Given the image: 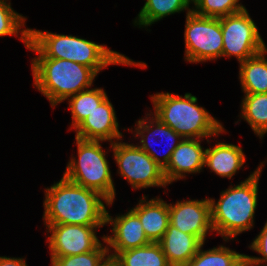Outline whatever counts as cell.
Returning a JSON list of instances; mask_svg holds the SVG:
<instances>
[{
  "label": "cell",
  "mask_w": 267,
  "mask_h": 266,
  "mask_svg": "<svg viewBox=\"0 0 267 266\" xmlns=\"http://www.w3.org/2000/svg\"><path fill=\"white\" fill-rule=\"evenodd\" d=\"M44 191V224L105 226L106 206L114 203L99 192L77 185L63 176Z\"/></svg>",
  "instance_id": "6da1fadb"
},
{
  "label": "cell",
  "mask_w": 267,
  "mask_h": 266,
  "mask_svg": "<svg viewBox=\"0 0 267 266\" xmlns=\"http://www.w3.org/2000/svg\"><path fill=\"white\" fill-rule=\"evenodd\" d=\"M77 157L69 160L63 177L67 180L99 192L109 202L114 201L116 190L112 179L109 162L101 142L75 138Z\"/></svg>",
  "instance_id": "8992f818"
},
{
  "label": "cell",
  "mask_w": 267,
  "mask_h": 266,
  "mask_svg": "<svg viewBox=\"0 0 267 266\" xmlns=\"http://www.w3.org/2000/svg\"><path fill=\"white\" fill-rule=\"evenodd\" d=\"M221 31L222 57L234 56L241 63L267 48L247 9L221 17Z\"/></svg>",
  "instance_id": "9c48e42d"
},
{
  "label": "cell",
  "mask_w": 267,
  "mask_h": 266,
  "mask_svg": "<svg viewBox=\"0 0 267 266\" xmlns=\"http://www.w3.org/2000/svg\"><path fill=\"white\" fill-rule=\"evenodd\" d=\"M48 234L50 257H64L95 250L101 241L96 235L103 226L44 224Z\"/></svg>",
  "instance_id": "30bf717a"
},
{
  "label": "cell",
  "mask_w": 267,
  "mask_h": 266,
  "mask_svg": "<svg viewBox=\"0 0 267 266\" xmlns=\"http://www.w3.org/2000/svg\"><path fill=\"white\" fill-rule=\"evenodd\" d=\"M102 241L103 243L95 250L87 253L64 257H51V266H105L110 261V258L104 235L102 236Z\"/></svg>",
  "instance_id": "d4e9b609"
},
{
  "label": "cell",
  "mask_w": 267,
  "mask_h": 266,
  "mask_svg": "<svg viewBox=\"0 0 267 266\" xmlns=\"http://www.w3.org/2000/svg\"><path fill=\"white\" fill-rule=\"evenodd\" d=\"M110 147L118 165V174L126 179L133 189L155 186L166 188L169 185L163 169L137 145L119 140L110 143Z\"/></svg>",
  "instance_id": "52a82bcc"
},
{
  "label": "cell",
  "mask_w": 267,
  "mask_h": 266,
  "mask_svg": "<svg viewBox=\"0 0 267 266\" xmlns=\"http://www.w3.org/2000/svg\"><path fill=\"white\" fill-rule=\"evenodd\" d=\"M229 266H256L251 256L246 254H240Z\"/></svg>",
  "instance_id": "f546056e"
},
{
  "label": "cell",
  "mask_w": 267,
  "mask_h": 266,
  "mask_svg": "<svg viewBox=\"0 0 267 266\" xmlns=\"http://www.w3.org/2000/svg\"><path fill=\"white\" fill-rule=\"evenodd\" d=\"M27 49L35 52L34 58L66 59L91 68L97 75L109 65H126L146 68L144 62H135L106 45L77 36L56 34L29 28Z\"/></svg>",
  "instance_id": "7a4b0ae2"
},
{
  "label": "cell",
  "mask_w": 267,
  "mask_h": 266,
  "mask_svg": "<svg viewBox=\"0 0 267 266\" xmlns=\"http://www.w3.org/2000/svg\"><path fill=\"white\" fill-rule=\"evenodd\" d=\"M33 86L54 108L68 97L92 87L97 74L89 67L57 58H33Z\"/></svg>",
  "instance_id": "5b68a950"
},
{
  "label": "cell",
  "mask_w": 267,
  "mask_h": 266,
  "mask_svg": "<svg viewBox=\"0 0 267 266\" xmlns=\"http://www.w3.org/2000/svg\"><path fill=\"white\" fill-rule=\"evenodd\" d=\"M240 105V117L263 140L267 133V93L245 94Z\"/></svg>",
  "instance_id": "7402d4cb"
},
{
  "label": "cell",
  "mask_w": 267,
  "mask_h": 266,
  "mask_svg": "<svg viewBox=\"0 0 267 266\" xmlns=\"http://www.w3.org/2000/svg\"><path fill=\"white\" fill-rule=\"evenodd\" d=\"M169 223L183 233L196 236L205 244L207 234L214 231L209 198L169 203Z\"/></svg>",
  "instance_id": "8fae6325"
},
{
  "label": "cell",
  "mask_w": 267,
  "mask_h": 266,
  "mask_svg": "<svg viewBox=\"0 0 267 266\" xmlns=\"http://www.w3.org/2000/svg\"><path fill=\"white\" fill-rule=\"evenodd\" d=\"M105 224H110L112 227L111 236L104 235L110 260L118 252L151 243L145 235L139 217L131 209L125 214L115 217H112L106 210Z\"/></svg>",
  "instance_id": "7c38bea8"
},
{
  "label": "cell",
  "mask_w": 267,
  "mask_h": 266,
  "mask_svg": "<svg viewBox=\"0 0 267 266\" xmlns=\"http://www.w3.org/2000/svg\"><path fill=\"white\" fill-rule=\"evenodd\" d=\"M131 210L139 217L149 241L158 243L168 228L169 204L160 197L148 201V198L143 195Z\"/></svg>",
  "instance_id": "2e32d148"
},
{
  "label": "cell",
  "mask_w": 267,
  "mask_h": 266,
  "mask_svg": "<svg viewBox=\"0 0 267 266\" xmlns=\"http://www.w3.org/2000/svg\"><path fill=\"white\" fill-rule=\"evenodd\" d=\"M203 245L186 266H229L241 254L223 245L203 250Z\"/></svg>",
  "instance_id": "484cf974"
},
{
  "label": "cell",
  "mask_w": 267,
  "mask_h": 266,
  "mask_svg": "<svg viewBox=\"0 0 267 266\" xmlns=\"http://www.w3.org/2000/svg\"><path fill=\"white\" fill-rule=\"evenodd\" d=\"M111 261L116 266H171L159 243L118 252Z\"/></svg>",
  "instance_id": "44dd1931"
},
{
  "label": "cell",
  "mask_w": 267,
  "mask_h": 266,
  "mask_svg": "<svg viewBox=\"0 0 267 266\" xmlns=\"http://www.w3.org/2000/svg\"><path fill=\"white\" fill-rule=\"evenodd\" d=\"M184 60L200 63L222 57L221 18L204 17L191 11L186 14Z\"/></svg>",
  "instance_id": "ba28073f"
},
{
  "label": "cell",
  "mask_w": 267,
  "mask_h": 266,
  "mask_svg": "<svg viewBox=\"0 0 267 266\" xmlns=\"http://www.w3.org/2000/svg\"><path fill=\"white\" fill-rule=\"evenodd\" d=\"M149 116V117H148ZM135 130L128 129L131 131L133 135H135V139L140 138V144H136L140 149L145 151L150 157L164 170L172 156L173 151L182 141V137L176 133L171 127L162 123L156 116H154L151 112L146 114V117L139 119L136 121ZM153 138H162L166 139L168 142L166 153L162 154V157H159V153L157 154L156 150L152 148L149 140ZM153 141V140H152ZM156 142L153 141V143ZM165 142V141H164Z\"/></svg>",
  "instance_id": "4fadbf2b"
},
{
  "label": "cell",
  "mask_w": 267,
  "mask_h": 266,
  "mask_svg": "<svg viewBox=\"0 0 267 266\" xmlns=\"http://www.w3.org/2000/svg\"><path fill=\"white\" fill-rule=\"evenodd\" d=\"M107 97L103 88H90L68 97L72 115L71 129H75Z\"/></svg>",
  "instance_id": "603a6c76"
},
{
  "label": "cell",
  "mask_w": 267,
  "mask_h": 266,
  "mask_svg": "<svg viewBox=\"0 0 267 266\" xmlns=\"http://www.w3.org/2000/svg\"><path fill=\"white\" fill-rule=\"evenodd\" d=\"M249 248L257 252L261 257L251 256L256 266H267V221L261 232L251 242Z\"/></svg>",
  "instance_id": "83f0119b"
},
{
  "label": "cell",
  "mask_w": 267,
  "mask_h": 266,
  "mask_svg": "<svg viewBox=\"0 0 267 266\" xmlns=\"http://www.w3.org/2000/svg\"><path fill=\"white\" fill-rule=\"evenodd\" d=\"M82 140L109 141L123 140L115 109L108 96L75 129Z\"/></svg>",
  "instance_id": "5bb4252c"
},
{
  "label": "cell",
  "mask_w": 267,
  "mask_h": 266,
  "mask_svg": "<svg viewBox=\"0 0 267 266\" xmlns=\"http://www.w3.org/2000/svg\"><path fill=\"white\" fill-rule=\"evenodd\" d=\"M202 139L183 138L173 151L167 167L163 170L168 184L186 178L187 174L200 173L205 167V150Z\"/></svg>",
  "instance_id": "9a60e30c"
},
{
  "label": "cell",
  "mask_w": 267,
  "mask_h": 266,
  "mask_svg": "<svg viewBox=\"0 0 267 266\" xmlns=\"http://www.w3.org/2000/svg\"><path fill=\"white\" fill-rule=\"evenodd\" d=\"M246 156L243 149L235 144L217 142L206 148L205 167L207 166L216 175L231 179L245 164Z\"/></svg>",
  "instance_id": "ac0fdd59"
},
{
  "label": "cell",
  "mask_w": 267,
  "mask_h": 266,
  "mask_svg": "<svg viewBox=\"0 0 267 266\" xmlns=\"http://www.w3.org/2000/svg\"><path fill=\"white\" fill-rule=\"evenodd\" d=\"M9 0H0V37L16 36L24 43L29 44V28L25 25L26 17L22 16L13 8ZM22 27H25L24 29ZM20 36V37H19Z\"/></svg>",
  "instance_id": "cb8c5ba5"
},
{
  "label": "cell",
  "mask_w": 267,
  "mask_h": 266,
  "mask_svg": "<svg viewBox=\"0 0 267 266\" xmlns=\"http://www.w3.org/2000/svg\"><path fill=\"white\" fill-rule=\"evenodd\" d=\"M191 3L192 0H146L133 23L139 28H148L168 15L185 10L189 14L192 11L189 7Z\"/></svg>",
  "instance_id": "ffe728a7"
},
{
  "label": "cell",
  "mask_w": 267,
  "mask_h": 266,
  "mask_svg": "<svg viewBox=\"0 0 267 266\" xmlns=\"http://www.w3.org/2000/svg\"><path fill=\"white\" fill-rule=\"evenodd\" d=\"M158 243L171 266H186L203 244L196 236L183 233L170 223Z\"/></svg>",
  "instance_id": "e0dca14e"
},
{
  "label": "cell",
  "mask_w": 267,
  "mask_h": 266,
  "mask_svg": "<svg viewBox=\"0 0 267 266\" xmlns=\"http://www.w3.org/2000/svg\"><path fill=\"white\" fill-rule=\"evenodd\" d=\"M267 48L239 63V79L244 94L267 93Z\"/></svg>",
  "instance_id": "d6986e66"
},
{
  "label": "cell",
  "mask_w": 267,
  "mask_h": 266,
  "mask_svg": "<svg viewBox=\"0 0 267 266\" xmlns=\"http://www.w3.org/2000/svg\"><path fill=\"white\" fill-rule=\"evenodd\" d=\"M154 112L162 123L171 127L182 138L203 139L226 133L222 123L204 107L198 106L197 97L185 93L184 97L171 93H155L150 97Z\"/></svg>",
  "instance_id": "277c9868"
},
{
  "label": "cell",
  "mask_w": 267,
  "mask_h": 266,
  "mask_svg": "<svg viewBox=\"0 0 267 266\" xmlns=\"http://www.w3.org/2000/svg\"><path fill=\"white\" fill-rule=\"evenodd\" d=\"M240 0H192V11L200 16L221 18L246 9Z\"/></svg>",
  "instance_id": "4316f807"
},
{
  "label": "cell",
  "mask_w": 267,
  "mask_h": 266,
  "mask_svg": "<svg viewBox=\"0 0 267 266\" xmlns=\"http://www.w3.org/2000/svg\"><path fill=\"white\" fill-rule=\"evenodd\" d=\"M265 162H261L240 184L221 191L217 202L214 198H209L213 230L224 241L234 240L242 232L253 228L258 205V181Z\"/></svg>",
  "instance_id": "3957f363"
},
{
  "label": "cell",
  "mask_w": 267,
  "mask_h": 266,
  "mask_svg": "<svg viewBox=\"0 0 267 266\" xmlns=\"http://www.w3.org/2000/svg\"><path fill=\"white\" fill-rule=\"evenodd\" d=\"M0 266H28L24 258L0 256Z\"/></svg>",
  "instance_id": "f1b7e54d"
},
{
  "label": "cell",
  "mask_w": 267,
  "mask_h": 266,
  "mask_svg": "<svg viewBox=\"0 0 267 266\" xmlns=\"http://www.w3.org/2000/svg\"><path fill=\"white\" fill-rule=\"evenodd\" d=\"M105 266H116L111 260Z\"/></svg>",
  "instance_id": "4dcf8cb0"
}]
</instances>
